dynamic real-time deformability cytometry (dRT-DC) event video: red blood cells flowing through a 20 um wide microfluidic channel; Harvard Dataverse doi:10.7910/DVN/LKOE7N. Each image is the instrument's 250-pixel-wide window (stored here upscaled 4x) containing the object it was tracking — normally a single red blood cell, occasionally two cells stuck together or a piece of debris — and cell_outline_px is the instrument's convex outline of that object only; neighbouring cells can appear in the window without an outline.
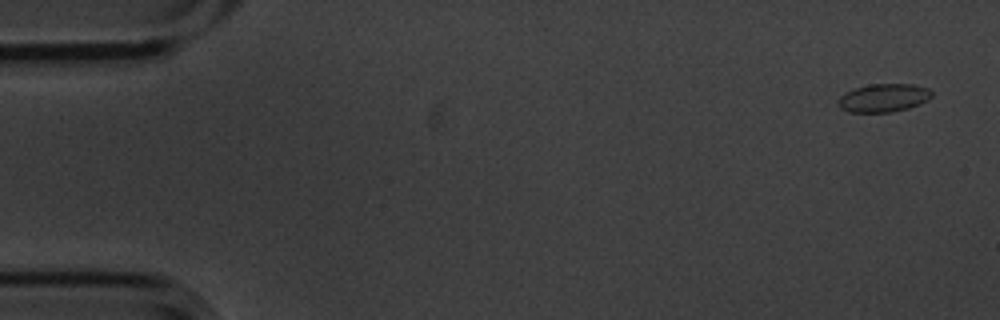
{"species": "common noctule bat (a hibernating species)", "species_latin": "Nyctalus noctula", "temperature_condition": "cold", "stored_images_in_passage": 4, "camera_frame_rate_fps": 3000, "um_per_image_px": 0.085, "animal": {"sex": "male", "body_mass_g": 20.1, "forearm_length_mm": 53.5}, "frame": {"image": 1, "passage_image": 1, "time_ms": 0.0, "image_size_px": [1000, 320], "cell_outline_px": [[932, 96], [928, 100], [908, 108], [892, 112], [848, 112], [840, 108], [836, 104], [836, 100], [844, 92], [856, 88], [872, 84], [912, 84], [928, 88], [932, 92]], "centroid_in_image_um": [75.06, 8.32], "position_along_channel_um": 9.9, "area_um2": 15.49}}